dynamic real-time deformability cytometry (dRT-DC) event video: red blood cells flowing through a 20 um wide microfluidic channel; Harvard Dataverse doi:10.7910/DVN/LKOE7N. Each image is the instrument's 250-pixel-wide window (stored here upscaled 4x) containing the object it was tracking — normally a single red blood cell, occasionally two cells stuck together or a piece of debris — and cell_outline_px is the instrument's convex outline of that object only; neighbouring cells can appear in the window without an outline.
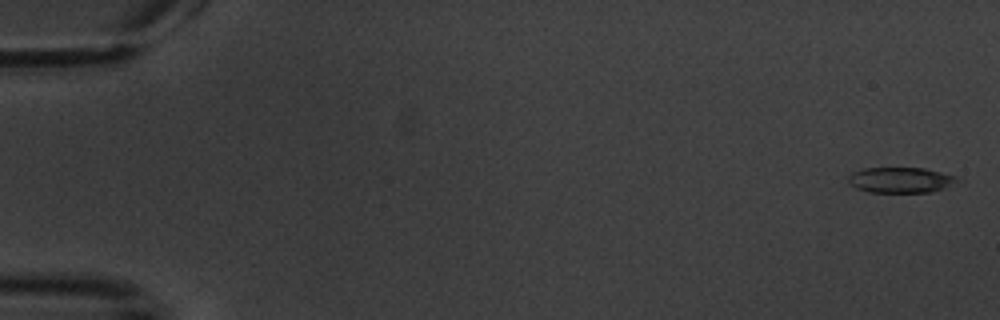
{"species": "common noctule bat (a hibernating species)", "species_latin": "Nyctalus noctula", "temperature_condition": "warm", "stored_images_in_passage": 5, "camera_frame_rate_fps": 3000, "um_per_image_px": 0.085, "animal": {"sex": "male", "body_mass_g": 20.1, "forearm_length_mm": 53.5}, "frame": {"image": 1, "passage_image": 1, "time_ms": 0.0, "image_size_px": [1000, 320], "cell_outline_px": [[964, 180], [944, 188], [928, 192], [868, 192], [856, 188], [848, 184], [848, 176], [852, 172], [864, 168], [924, 168], [956, 176]], "centroid_in_image_um": [76.56, 15.3], "position_along_channel_um": 8.4, "area_um2": 16.36}}
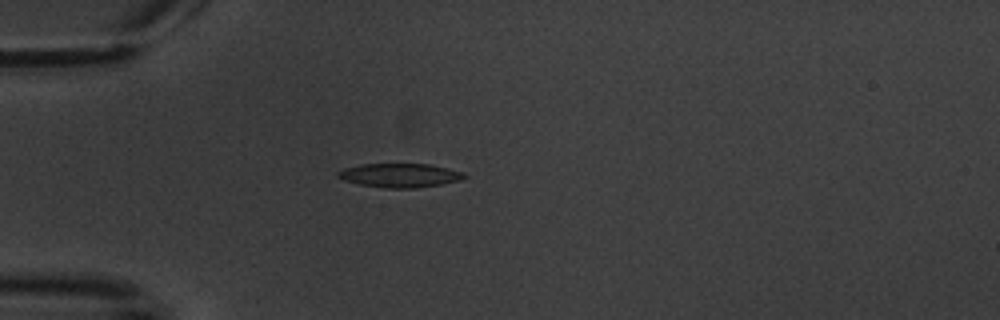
{"frame": {"image": 2, "passage_image": 5, "time_ms": 5.333, "image_size_px": [1000, 320], "cell_outline_px": [[468, 176], [460, 180], [440, 184], [416, 188], [384, 188], [360, 184], [344, 180], [336, 176], [336, 172], [344, 168], [360, 164], [428, 164], [448, 168], [464, 172]], "centroid_in_image_um": [33.98, 14.9], "position_along_channel_um": 51.0, "area_um2": 17.63}}